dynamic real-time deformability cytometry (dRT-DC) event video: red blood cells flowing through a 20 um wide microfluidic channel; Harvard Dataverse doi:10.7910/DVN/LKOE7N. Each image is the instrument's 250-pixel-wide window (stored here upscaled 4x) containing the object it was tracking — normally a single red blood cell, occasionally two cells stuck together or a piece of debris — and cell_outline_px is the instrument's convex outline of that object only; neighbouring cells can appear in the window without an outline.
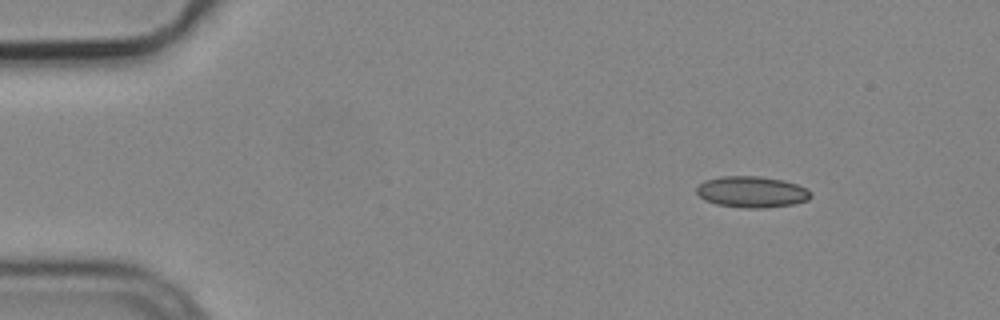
{"species": "common noctule bat (a hibernating species)", "species_latin": "Nyctalus noctula", "temperature_condition": "cold", "stored_images_in_passage": 4, "camera_frame_rate_fps": 3000, "um_per_image_px": 0.085, "animal": {"sex": "male", "body_mass_g": 19.2, "forearm_length_mm": 51.8}, "frame": {"image": 1, "passage_image": 1, "time_ms": 0.0, "image_size_px": [1000, 320], "cell_outline_px": [[812, 196], [808, 200], [796, 204], [764, 208], [744, 208], [716, 204], [704, 200], [696, 192], [696, 188], [704, 180], [720, 176], [756, 176], [784, 180], [808, 188], [812, 192]], "centroid_in_image_um": [63.93, 16.31], "position_along_channel_um": 21.1, "area_um2": 21.04}}